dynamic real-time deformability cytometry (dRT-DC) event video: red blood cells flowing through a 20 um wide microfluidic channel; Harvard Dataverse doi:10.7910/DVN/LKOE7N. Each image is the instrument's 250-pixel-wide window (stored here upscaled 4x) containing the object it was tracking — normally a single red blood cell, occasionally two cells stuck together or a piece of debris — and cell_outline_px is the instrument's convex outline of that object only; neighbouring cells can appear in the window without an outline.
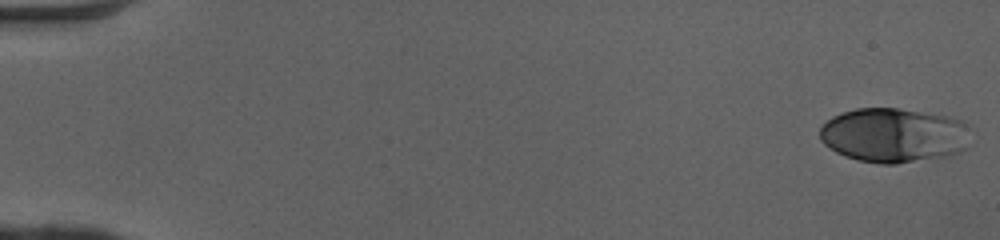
{"species": "human", "species_latin": "Homo sapiens", "temperature_condition": "cold", "stored_images_in_passage": 50, "camera_frame_rate_fps": 3000, "um_per_image_px": 0.085, "donor": {"sex": "female"}, "frame": {"image": 1, "passage_image": 1, "time_ms": 0.0, "image_size_px": [1000, 240], "cell_outline_px": [[968, 148], [960, 152], [948, 156], [896, 164], [880, 164], [856, 160], [836, 152], [824, 144], [820, 140], [820, 128], [832, 116], [840, 112], [856, 108], [900, 108], [948, 116], [964, 120]], "centroid_in_image_um": [75.95, 11.49], "position_along_channel_um": 9.1, "area_um2": 48.09}}
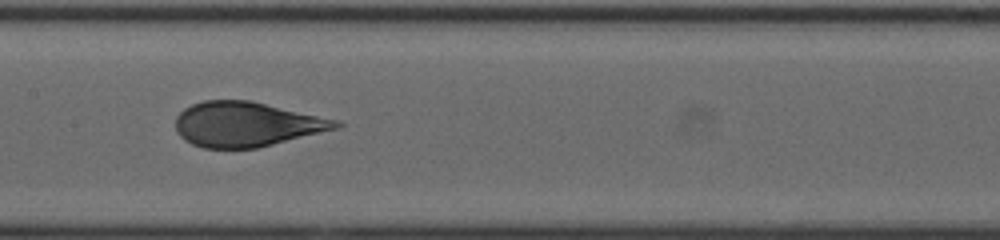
{"frame": {"image": 2, "passage_image": 26, "time_ms": 8.333, "image_size_px": [1000, 240], "cell_outline_px": [[344, 124], [340, 128], [256, 148], [204, 148], [192, 144], [184, 140], [176, 132], [176, 116], [184, 108], [192, 104], [204, 100], [248, 100], [336, 120]], "centroid_in_image_um": [20.91, 10.57], "position_along_channel_um": 186.5, "area_um2": 41.5}}
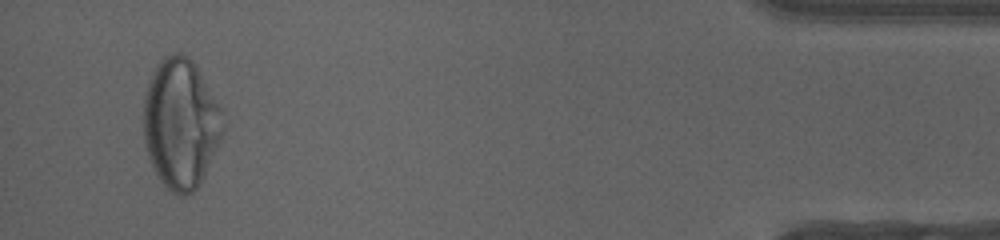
{"frame": {"image": 3, "passage_image": 48, "time_ms": 15.667, "image_size_px": [1000, 240], "cell_outline_px": [[224, 132], [196, 188], [192, 192], [184, 196], [180, 196], [172, 192], [160, 180], [148, 156], [144, 144], [144, 96], [148, 80], [156, 64], [164, 56], [176, 52], [180, 52], [188, 56], [196, 64], [224, 108]], "centroid_in_image_um": [15.38, 10.42], "position_along_channel_um": 419.8, "area_um2": 60.63}, "authors_computed_cell_mechanics": {"area_um2": 44.4771, "velocity_mm_per_s": 4.0828, "shape_relaxation_time_tau1_ms": 4.6265, "shape_relaxation_time_tau2_ms": null, "deformation_change_tau1": 0.1887, "deformation_change_tau2": null}}